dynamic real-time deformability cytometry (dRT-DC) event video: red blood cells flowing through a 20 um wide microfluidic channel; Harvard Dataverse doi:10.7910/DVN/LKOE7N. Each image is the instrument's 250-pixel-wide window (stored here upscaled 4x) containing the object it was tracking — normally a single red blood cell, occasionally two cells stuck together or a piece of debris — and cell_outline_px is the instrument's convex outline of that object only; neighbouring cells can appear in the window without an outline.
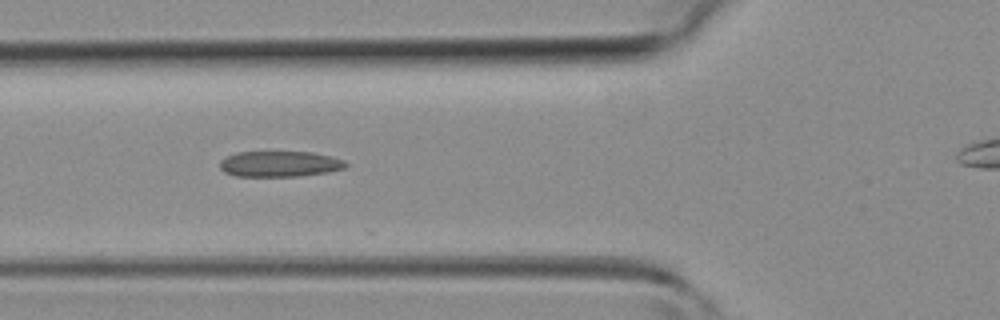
{"species": "common noctule bat (a hibernating species)", "species_latin": "Nyctalus noctula", "temperature_condition": "room temperature", "stored_images_in_passage": 23, "camera_frame_rate_fps": 3000, "um_per_image_px": 0.085, "animal": {"sex": "female", "body_mass_g": 19.3, "forearm_length_mm": 54.1}, "frame": {"image": 1, "passage_image": 7, "time_ms": 2.0, "image_size_px": [1000, 320], "cell_outline_px": [[348, 164], [344, 168], [328, 172], [300, 176], [236, 176], [224, 172], [220, 168], [220, 160], [236, 152], [312, 152], [332, 156], [344, 160]], "centroid_in_image_um": [23.78, 13.93], "position_along_channel_um": 102.0, "area_um2": 18.9}}